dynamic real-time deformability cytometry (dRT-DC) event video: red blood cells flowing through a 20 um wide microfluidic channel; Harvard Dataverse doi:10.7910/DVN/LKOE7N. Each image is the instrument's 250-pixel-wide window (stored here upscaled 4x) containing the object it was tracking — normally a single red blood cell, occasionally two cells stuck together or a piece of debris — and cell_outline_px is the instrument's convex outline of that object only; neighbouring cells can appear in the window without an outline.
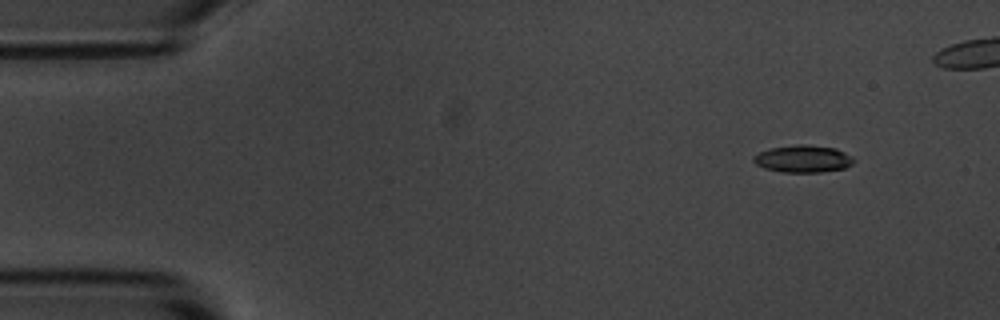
{"species": "common noctule bat (a hibernating species)", "species_latin": "Nyctalus noctula", "temperature_condition": "room temperature", "stored_images_in_passage": 49, "segment_of_instrument_passage": [1, 2], "camera_frame_rate_fps": 3000, "um_per_image_px": 0.085, "animal": {"sex": "male", "body_mass_g": 20.1, "forearm_length_mm": 53.5}, "frame": {"image": 1, "passage_image": 1, "time_ms": 0.0, "image_size_px": [1000, 320], "cell_outline_px": [[856, 160], [852, 164], [844, 168], [820, 172], [780, 172], [764, 168], [756, 164], [752, 160], [752, 156], [768, 148], [796, 144], [804, 144], [836, 148], [852, 156]], "centroid_in_image_um": [68.24, 13.49], "position_along_channel_um": 16.8, "area_um2": 16.07}}
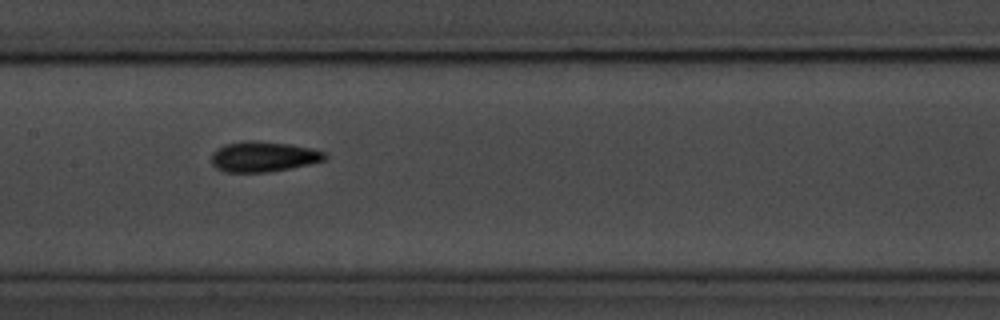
{"frame": {"image": 2, "passage_image": 20, "time_ms": 6.333, "image_size_px": [1000, 320], "cell_outline_px": [[328, 156], [324, 160], [292, 168], [268, 172], [224, 172], [216, 168], [212, 164], [212, 152], [224, 144], [240, 140], [256, 140], [292, 144], [312, 148], [324, 152]], "centroid_in_image_um": [22.37, 13.3], "position_along_channel_um": 185.0, "area_um2": 20.35}}
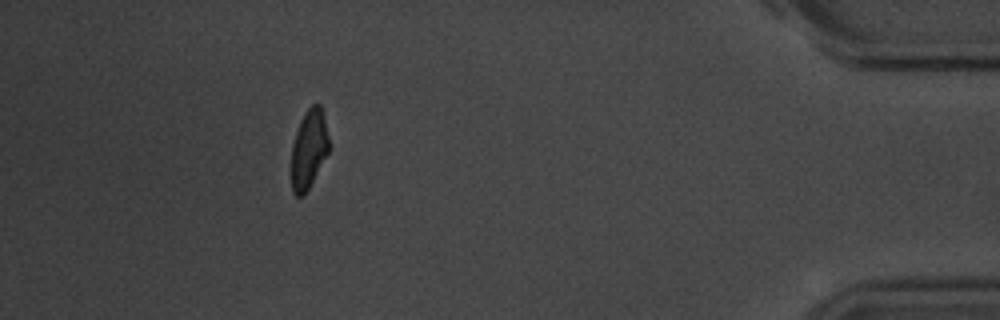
{"frame": {"image": 3, "passage_image": 43, "time_ms": 14.0, "image_size_px": [1000, 320], "cell_outline_px": [[328, 152], [304, 196], [296, 196], [292, 192], [292, 144], [300, 120], [304, 112], [312, 104], [320, 104], [328, 136]], "centroid_in_image_um": [26.23, 12.67], "position_along_channel_um": 409.0, "area_um2": 16.94}}